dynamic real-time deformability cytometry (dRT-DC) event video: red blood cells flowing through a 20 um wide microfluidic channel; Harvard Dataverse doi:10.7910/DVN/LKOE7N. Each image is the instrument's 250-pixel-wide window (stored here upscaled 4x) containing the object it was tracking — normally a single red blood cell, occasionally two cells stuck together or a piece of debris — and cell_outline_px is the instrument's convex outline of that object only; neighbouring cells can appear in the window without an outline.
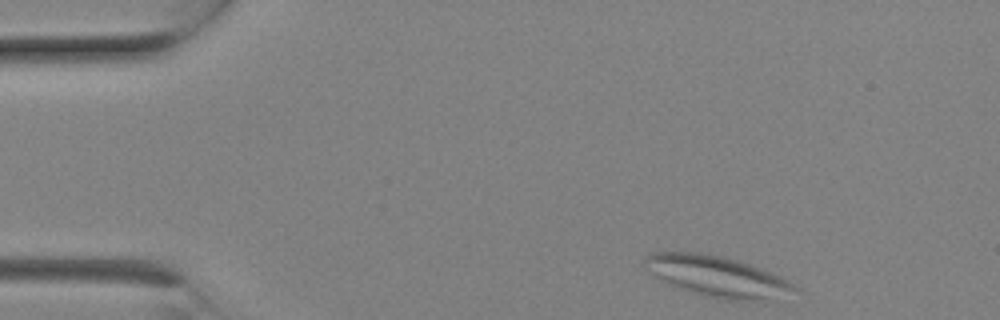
{"species": "Egyptian fruit bat (a non-hibernating species)", "species_latin": "Rousettus aegyptiacus", "temperature_condition": "room temperature", "stored_images_in_passage": 6, "camera_frame_rate_fps": 3000, "um_per_image_px": 0.085, "animal": {"sex": "female"}, "frame": {"image": 1, "passage_image": 1, "time_ms": 0.0, "image_size_px": [1000, 320], "cell_outline_px": [[800, 288], [764, 296], [736, 300], [720, 300], [692, 292], [668, 284], [652, 276], [644, 268], [644, 256], [652, 252], [700, 252], [724, 256], [772, 272], [796, 284]], "centroid_in_image_um": [60.76, 23.42], "position_along_channel_um": 24.2, "area_um2": 34.68}}
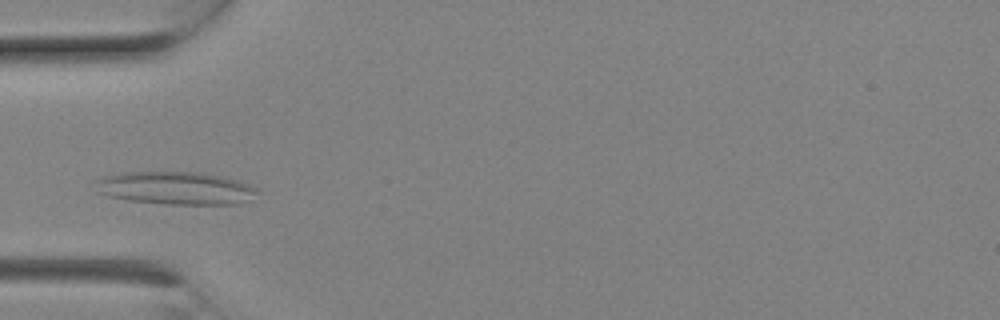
{"frame": {"image": 2, "passage_image": 5, "time_ms": 1.333, "image_size_px": [1000, 320], "cell_outline_px": [[260, 192], [240, 204], [168, 204], [132, 200], [108, 196], [96, 192], [96, 180], [104, 176], [120, 172], [200, 172], [220, 176], [236, 180], [260, 188]], "centroid_in_image_um": [14.94, 15.98], "position_along_channel_um": 70.1, "area_um2": 30.98}}